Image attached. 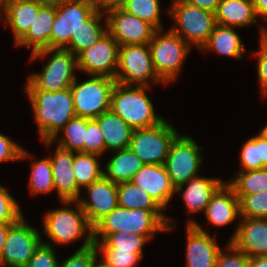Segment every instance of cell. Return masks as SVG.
<instances>
[{"label": "cell", "instance_id": "cell-18", "mask_svg": "<svg viewBox=\"0 0 267 267\" xmlns=\"http://www.w3.org/2000/svg\"><path fill=\"white\" fill-rule=\"evenodd\" d=\"M242 218L229 242L249 258L267 256V218Z\"/></svg>", "mask_w": 267, "mask_h": 267}, {"label": "cell", "instance_id": "cell-29", "mask_svg": "<svg viewBox=\"0 0 267 267\" xmlns=\"http://www.w3.org/2000/svg\"><path fill=\"white\" fill-rule=\"evenodd\" d=\"M92 235L97 249H118V251H133L135 254H143V247L150 240L147 236L128 232Z\"/></svg>", "mask_w": 267, "mask_h": 267}, {"label": "cell", "instance_id": "cell-56", "mask_svg": "<svg viewBox=\"0 0 267 267\" xmlns=\"http://www.w3.org/2000/svg\"><path fill=\"white\" fill-rule=\"evenodd\" d=\"M262 129L267 133V125Z\"/></svg>", "mask_w": 267, "mask_h": 267}, {"label": "cell", "instance_id": "cell-12", "mask_svg": "<svg viewBox=\"0 0 267 267\" xmlns=\"http://www.w3.org/2000/svg\"><path fill=\"white\" fill-rule=\"evenodd\" d=\"M39 231L27 225L24 216L14 223L6 235L0 266L26 267L42 242Z\"/></svg>", "mask_w": 267, "mask_h": 267}, {"label": "cell", "instance_id": "cell-31", "mask_svg": "<svg viewBox=\"0 0 267 267\" xmlns=\"http://www.w3.org/2000/svg\"><path fill=\"white\" fill-rule=\"evenodd\" d=\"M242 169L249 171L267 167V133L262 129L259 134L248 139L240 152Z\"/></svg>", "mask_w": 267, "mask_h": 267}, {"label": "cell", "instance_id": "cell-20", "mask_svg": "<svg viewBox=\"0 0 267 267\" xmlns=\"http://www.w3.org/2000/svg\"><path fill=\"white\" fill-rule=\"evenodd\" d=\"M52 164V176L59 199L78 200L80 189L73 173L74 152L56 147L54 155L49 156Z\"/></svg>", "mask_w": 267, "mask_h": 267}, {"label": "cell", "instance_id": "cell-7", "mask_svg": "<svg viewBox=\"0 0 267 267\" xmlns=\"http://www.w3.org/2000/svg\"><path fill=\"white\" fill-rule=\"evenodd\" d=\"M67 207L48 211L44 216V231L55 244L65 245L87 236H93V227L88 223L85 212L77 200H62ZM76 206L78 210L68 205Z\"/></svg>", "mask_w": 267, "mask_h": 267}, {"label": "cell", "instance_id": "cell-8", "mask_svg": "<svg viewBox=\"0 0 267 267\" xmlns=\"http://www.w3.org/2000/svg\"><path fill=\"white\" fill-rule=\"evenodd\" d=\"M115 84V79L106 76L91 75L81 83L76 78L70 87L76 116L95 119L110 111Z\"/></svg>", "mask_w": 267, "mask_h": 267}, {"label": "cell", "instance_id": "cell-45", "mask_svg": "<svg viewBox=\"0 0 267 267\" xmlns=\"http://www.w3.org/2000/svg\"><path fill=\"white\" fill-rule=\"evenodd\" d=\"M31 157L22 146L0 133V162L22 160Z\"/></svg>", "mask_w": 267, "mask_h": 267}, {"label": "cell", "instance_id": "cell-4", "mask_svg": "<svg viewBox=\"0 0 267 267\" xmlns=\"http://www.w3.org/2000/svg\"><path fill=\"white\" fill-rule=\"evenodd\" d=\"M48 57L40 73H32L27 80L41 91L55 92L68 89L76 79L77 56L63 48H45L31 54V60Z\"/></svg>", "mask_w": 267, "mask_h": 267}, {"label": "cell", "instance_id": "cell-34", "mask_svg": "<svg viewBox=\"0 0 267 267\" xmlns=\"http://www.w3.org/2000/svg\"><path fill=\"white\" fill-rule=\"evenodd\" d=\"M118 206L127 209H162L152 197L131 182L117 184Z\"/></svg>", "mask_w": 267, "mask_h": 267}, {"label": "cell", "instance_id": "cell-28", "mask_svg": "<svg viewBox=\"0 0 267 267\" xmlns=\"http://www.w3.org/2000/svg\"><path fill=\"white\" fill-rule=\"evenodd\" d=\"M217 52L219 55L240 59L245 51L239 35L234 31V27L217 24L209 36L207 43L201 49Z\"/></svg>", "mask_w": 267, "mask_h": 267}, {"label": "cell", "instance_id": "cell-35", "mask_svg": "<svg viewBox=\"0 0 267 267\" xmlns=\"http://www.w3.org/2000/svg\"><path fill=\"white\" fill-rule=\"evenodd\" d=\"M86 129L87 118L75 116L61 129L63 138L60 137L58 146L75 153H84Z\"/></svg>", "mask_w": 267, "mask_h": 267}, {"label": "cell", "instance_id": "cell-6", "mask_svg": "<svg viewBox=\"0 0 267 267\" xmlns=\"http://www.w3.org/2000/svg\"><path fill=\"white\" fill-rule=\"evenodd\" d=\"M157 30L148 46L159 79L168 84L177 79L191 46L170 29Z\"/></svg>", "mask_w": 267, "mask_h": 267}, {"label": "cell", "instance_id": "cell-48", "mask_svg": "<svg viewBox=\"0 0 267 267\" xmlns=\"http://www.w3.org/2000/svg\"><path fill=\"white\" fill-rule=\"evenodd\" d=\"M196 7L215 13L221 0H182Z\"/></svg>", "mask_w": 267, "mask_h": 267}, {"label": "cell", "instance_id": "cell-11", "mask_svg": "<svg viewBox=\"0 0 267 267\" xmlns=\"http://www.w3.org/2000/svg\"><path fill=\"white\" fill-rule=\"evenodd\" d=\"M200 150L189 136L179 134L172 142L164 165L175 188L198 176L203 162Z\"/></svg>", "mask_w": 267, "mask_h": 267}, {"label": "cell", "instance_id": "cell-17", "mask_svg": "<svg viewBox=\"0 0 267 267\" xmlns=\"http://www.w3.org/2000/svg\"><path fill=\"white\" fill-rule=\"evenodd\" d=\"M186 267H215L221 248L196 221L187 224Z\"/></svg>", "mask_w": 267, "mask_h": 267}, {"label": "cell", "instance_id": "cell-3", "mask_svg": "<svg viewBox=\"0 0 267 267\" xmlns=\"http://www.w3.org/2000/svg\"><path fill=\"white\" fill-rule=\"evenodd\" d=\"M150 86L115 84L111 95V111L121 117L133 129L147 128L164 118L155 113L152 101L146 93Z\"/></svg>", "mask_w": 267, "mask_h": 267}, {"label": "cell", "instance_id": "cell-55", "mask_svg": "<svg viewBox=\"0 0 267 267\" xmlns=\"http://www.w3.org/2000/svg\"><path fill=\"white\" fill-rule=\"evenodd\" d=\"M13 0H0V9L5 5L7 4L8 2H11ZM1 11V10H0Z\"/></svg>", "mask_w": 267, "mask_h": 267}, {"label": "cell", "instance_id": "cell-16", "mask_svg": "<svg viewBox=\"0 0 267 267\" xmlns=\"http://www.w3.org/2000/svg\"><path fill=\"white\" fill-rule=\"evenodd\" d=\"M85 190L89 198L87 200L79 198L77 201L85 212L88 223L93 227L118 206L117 184L103 176Z\"/></svg>", "mask_w": 267, "mask_h": 267}, {"label": "cell", "instance_id": "cell-27", "mask_svg": "<svg viewBox=\"0 0 267 267\" xmlns=\"http://www.w3.org/2000/svg\"><path fill=\"white\" fill-rule=\"evenodd\" d=\"M114 153L105 166L104 177L115 184L131 182L144 163L130 148L116 150Z\"/></svg>", "mask_w": 267, "mask_h": 267}, {"label": "cell", "instance_id": "cell-40", "mask_svg": "<svg viewBox=\"0 0 267 267\" xmlns=\"http://www.w3.org/2000/svg\"><path fill=\"white\" fill-rule=\"evenodd\" d=\"M97 252L102 254L103 260L112 267H134L143 257V254L118 249H97Z\"/></svg>", "mask_w": 267, "mask_h": 267}, {"label": "cell", "instance_id": "cell-25", "mask_svg": "<svg viewBox=\"0 0 267 267\" xmlns=\"http://www.w3.org/2000/svg\"><path fill=\"white\" fill-rule=\"evenodd\" d=\"M103 133L106 150H121L129 148L134 129L111 110L94 119Z\"/></svg>", "mask_w": 267, "mask_h": 267}, {"label": "cell", "instance_id": "cell-10", "mask_svg": "<svg viewBox=\"0 0 267 267\" xmlns=\"http://www.w3.org/2000/svg\"><path fill=\"white\" fill-rule=\"evenodd\" d=\"M163 83L154 68L148 44L121 45L115 80L123 85L150 86L148 81Z\"/></svg>", "mask_w": 267, "mask_h": 267}, {"label": "cell", "instance_id": "cell-39", "mask_svg": "<svg viewBox=\"0 0 267 267\" xmlns=\"http://www.w3.org/2000/svg\"><path fill=\"white\" fill-rule=\"evenodd\" d=\"M99 253L93 241V236H87L83 245L70 257L61 262L58 267H93V262Z\"/></svg>", "mask_w": 267, "mask_h": 267}, {"label": "cell", "instance_id": "cell-30", "mask_svg": "<svg viewBox=\"0 0 267 267\" xmlns=\"http://www.w3.org/2000/svg\"><path fill=\"white\" fill-rule=\"evenodd\" d=\"M104 12L96 11L83 26L73 34L70 43L64 48L77 56L81 51L96 43L106 32L107 26L100 23Z\"/></svg>", "mask_w": 267, "mask_h": 267}, {"label": "cell", "instance_id": "cell-19", "mask_svg": "<svg viewBox=\"0 0 267 267\" xmlns=\"http://www.w3.org/2000/svg\"><path fill=\"white\" fill-rule=\"evenodd\" d=\"M131 183L148 193L163 210H167L168 202L176 193L165 165L144 164Z\"/></svg>", "mask_w": 267, "mask_h": 267}, {"label": "cell", "instance_id": "cell-42", "mask_svg": "<svg viewBox=\"0 0 267 267\" xmlns=\"http://www.w3.org/2000/svg\"><path fill=\"white\" fill-rule=\"evenodd\" d=\"M22 216L17 201L0 184V223H16Z\"/></svg>", "mask_w": 267, "mask_h": 267}, {"label": "cell", "instance_id": "cell-41", "mask_svg": "<svg viewBox=\"0 0 267 267\" xmlns=\"http://www.w3.org/2000/svg\"><path fill=\"white\" fill-rule=\"evenodd\" d=\"M98 123L87 118V129L84 140V153L102 155L105 152V142Z\"/></svg>", "mask_w": 267, "mask_h": 267}, {"label": "cell", "instance_id": "cell-53", "mask_svg": "<svg viewBox=\"0 0 267 267\" xmlns=\"http://www.w3.org/2000/svg\"><path fill=\"white\" fill-rule=\"evenodd\" d=\"M97 258L98 257H96L94 262H93V267H112V266L108 265L104 260L101 262H98Z\"/></svg>", "mask_w": 267, "mask_h": 267}, {"label": "cell", "instance_id": "cell-44", "mask_svg": "<svg viewBox=\"0 0 267 267\" xmlns=\"http://www.w3.org/2000/svg\"><path fill=\"white\" fill-rule=\"evenodd\" d=\"M56 252L49 242H41L26 267H58Z\"/></svg>", "mask_w": 267, "mask_h": 267}, {"label": "cell", "instance_id": "cell-47", "mask_svg": "<svg viewBox=\"0 0 267 267\" xmlns=\"http://www.w3.org/2000/svg\"><path fill=\"white\" fill-rule=\"evenodd\" d=\"M96 11L107 12L108 10L119 8L124 0H89Z\"/></svg>", "mask_w": 267, "mask_h": 267}, {"label": "cell", "instance_id": "cell-54", "mask_svg": "<svg viewBox=\"0 0 267 267\" xmlns=\"http://www.w3.org/2000/svg\"><path fill=\"white\" fill-rule=\"evenodd\" d=\"M259 26L261 27L259 38L262 37L267 42V28L261 25Z\"/></svg>", "mask_w": 267, "mask_h": 267}, {"label": "cell", "instance_id": "cell-33", "mask_svg": "<svg viewBox=\"0 0 267 267\" xmlns=\"http://www.w3.org/2000/svg\"><path fill=\"white\" fill-rule=\"evenodd\" d=\"M239 174V175H238ZM237 178H232L228 184L236 196H247L267 191V167L257 170L239 171Z\"/></svg>", "mask_w": 267, "mask_h": 267}, {"label": "cell", "instance_id": "cell-26", "mask_svg": "<svg viewBox=\"0 0 267 267\" xmlns=\"http://www.w3.org/2000/svg\"><path fill=\"white\" fill-rule=\"evenodd\" d=\"M256 18L252 0H221L215 12L217 24L234 28L256 24Z\"/></svg>", "mask_w": 267, "mask_h": 267}, {"label": "cell", "instance_id": "cell-52", "mask_svg": "<svg viewBox=\"0 0 267 267\" xmlns=\"http://www.w3.org/2000/svg\"><path fill=\"white\" fill-rule=\"evenodd\" d=\"M38 1H40L43 5H56L57 6L70 0H38Z\"/></svg>", "mask_w": 267, "mask_h": 267}, {"label": "cell", "instance_id": "cell-1", "mask_svg": "<svg viewBox=\"0 0 267 267\" xmlns=\"http://www.w3.org/2000/svg\"><path fill=\"white\" fill-rule=\"evenodd\" d=\"M25 92L32 105L41 141L51 146L65 124L76 116L71 89L41 91L27 80Z\"/></svg>", "mask_w": 267, "mask_h": 267}, {"label": "cell", "instance_id": "cell-24", "mask_svg": "<svg viewBox=\"0 0 267 267\" xmlns=\"http://www.w3.org/2000/svg\"><path fill=\"white\" fill-rule=\"evenodd\" d=\"M56 17V5H43L28 32L15 44L32 48L34 53L38 50L51 48V32Z\"/></svg>", "mask_w": 267, "mask_h": 267}, {"label": "cell", "instance_id": "cell-15", "mask_svg": "<svg viewBox=\"0 0 267 267\" xmlns=\"http://www.w3.org/2000/svg\"><path fill=\"white\" fill-rule=\"evenodd\" d=\"M104 22L107 32L121 45L149 44L157 31L151 24L124 11L121 7L108 10Z\"/></svg>", "mask_w": 267, "mask_h": 267}, {"label": "cell", "instance_id": "cell-43", "mask_svg": "<svg viewBox=\"0 0 267 267\" xmlns=\"http://www.w3.org/2000/svg\"><path fill=\"white\" fill-rule=\"evenodd\" d=\"M227 252L220 250L216 259L215 267H248L250 258L238 250L231 242L226 247Z\"/></svg>", "mask_w": 267, "mask_h": 267}, {"label": "cell", "instance_id": "cell-51", "mask_svg": "<svg viewBox=\"0 0 267 267\" xmlns=\"http://www.w3.org/2000/svg\"><path fill=\"white\" fill-rule=\"evenodd\" d=\"M248 267H267V256L250 258Z\"/></svg>", "mask_w": 267, "mask_h": 267}, {"label": "cell", "instance_id": "cell-38", "mask_svg": "<svg viewBox=\"0 0 267 267\" xmlns=\"http://www.w3.org/2000/svg\"><path fill=\"white\" fill-rule=\"evenodd\" d=\"M239 199L240 218H267V191L247 196H237Z\"/></svg>", "mask_w": 267, "mask_h": 267}, {"label": "cell", "instance_id": "cell-5", "mask_svg": "<svg viewBox=\"0 0 267 267\" xmlns=\"http://www.w3.org/2000/svg\"><path fill=\"white\" fill-rule=\"evenodd\" d=\"M168 14L175 22L170 30L190 46L200 49L207 43L216 25L215 13L182 0H173Z\"/></svg>", "mask_w": 267, "mask_h": 267}, {"label": "cell", "instance_id": "cell-37", "mask_svg": "<svg viewBox=\"0 0 267 267\" xmlns=\"http://www.w3.org/2000/svg\"><path fill=\"white\" fill-rule=\"evenodd\" d=\"M121 8L151 24L156 30H163L159 0H124Z\"/></svg>", "mask_w": 267, "mask_h": 267}, {"label": "cell", "instance_id": "cell-50", "mask_svg": "<svg viewBox=\"0 0 267 267\" xmlns=\"http://www.w3.org/2000/svg\"><path fill=\"white\" fill-rule=\"evenodd\" d=\"M14 223H0V259H1V253L3 249V245L6 240V235L9 231V228L13 225Z\"/></svg>", "mask_w": 267, "mask_h": 267}, {"label": "cell", "instance_id": "cell-36", "mask_svg": "<svg viewBox=\"0 0 267 267\" xmlns=\"http://www.w3.org/2000/svg\"><path fill=\"white\" fill-rule=\"evenodd\" d=\"M31 168L29 188L32 195L51 193L55 190L49 156L41 160H35Z\"/></svg>", "mask_w": 267, "mask_h": 267}, {"label": "cell", "instance_id": "cell-49", "mask_svg": "<svg viewBox=\"0 0 267 267\" xmlns=\"http://www.w3.org/2000/svg\"><path fill=\"white\" fill-rule=\"evenodd\" d=\"M256 16H262L267 23V0H252Z\"/></svg>", "mask_w": 267, "mask_h": 267}, {"label": "cell", "instance_id": "cell-21", "mask_svg": "<svg viewBox=\"0 0 267 267\" xmlns=\"http://www.w3.org/2000/svg\"><path fill=\"white\" fill-rule=\"evenodd\" d=\"M204 213L215 227H224L240 217L239 199L228 183L224 182L213 194Z\"/></svg>", "mask_w": 267, "mask_h": 267}, {"label": "cell", "instance_id": "cell-46", "mask_svg": "<svg viewBox=\"0 0 267 267\" xmlns=\"http://www.w3.org/2000/svg\"><path fill=\"white\" fill-rule=\"evenodd\" d=\"M259 46V52H257L258 80L263 95L267 96V42L262 37L259 39Z\"/></svg>", "mask_w": 267, "mask_h": 267}, {"label": "cell", "instance_id": "cell-2", "mask_svg": "<svg viewBox=\"0 0 267 267\" xmlns=\"http://www.w3.org/2000/svg\"><path fill=\"white\" fill-rule=\"evenodd\" d=\"M163 209H127L117 206L93 226L92 234L134 233L152 239L159 231H172L173 219ZM162 211V212H161Z\"/></svg>", "mask_w": 267, "mask_h": 267}, {"label": "cell", "instance_id": "cell-32", "mask_svg": "<svg viewBox=\"0 0 267 267\" xmlns=\"http://www.w3.org/2000/svg\"><path fill=\"white\" fill-rule=\"evenodd\" d=\"M98 156L96 154L74 152L73 173L80 190L104 176V170L100 169L101 165L97 160Z\"/></svg>", "mask_w": 267, "mask_h": 267}, {"label": "cell", "instance_id": "cell-22", "mask_svg": "<svg viewBox=\"0 0 267 267\" xmlns=\"http://www.w3.org/2000/svg\"><path fill=\"white\" fill-rule=\"evenodd\" d=\"M42 6L43 4L38 0H13L1 8L3 17L0 13V18H4L10 26L15 44L28 32L35 20V14H38Z\"/></svg>", "mask_w": 267, "mask_h": 267}, {"label": "cell", "instance_id": "cell-13", "mask_svg": "<svg viewBox=\"0 0 267 267\" xmlns=\"http://www.w3.org/2000/svg\"><path fill=\"white\" fill-rule=\"evenodd\" d=\"M89 0H70L56 6V17L51 32V48H65L73 34L83 26L94 13Z\"/></svg>", "mask_w": 267, "mask_h": 267}, {"label": "cell", "instance_id": "cell-14", "mask_svg": "<svg viewBox=\"0 0 267 267\" xmlns=\"http://www.w3.org/2000/svg\"><path fill=\"white\" fill-rule=\"evenodd\" d=\"M117 41L106 32L96 43L77 55L78 70L88 75L115 79L118 67Z\"/></svg>", "mask_w": 267, "mask_h": 267}, {"label": "cell", "instance_id": "cell-9", "mask_svg": "<svg viewBox=\"0 0 267 267\" xmlns=\"http://www.w3.org/2000/svg\"><path fill=\"white\" fill-rule=\"evenodd\" d=\"M178 135V131L163 119L154 126L134 129L129 148L144 164L164 165Z\"/></svg>", "mask_w": 267, "mask_h": 267}, {"label": "cell", "instance_id": "cell-23", "mask_svg": "<svg viewBox=\"0 0 267 267\" xmlns=\"http://www.w3.org/2000/svg\"><path fill=\"white\" fill-rule=\"evenodd\" d=\"M223 183L222 180L217 178L200 177L198 175L177 186L175 192L183 190L182 198L188 213L205 212L211 197ZM184 186H186L185 189H182Z\"/></svg>", "mask_w": 267, "mask_h": 267}]
</instances>
